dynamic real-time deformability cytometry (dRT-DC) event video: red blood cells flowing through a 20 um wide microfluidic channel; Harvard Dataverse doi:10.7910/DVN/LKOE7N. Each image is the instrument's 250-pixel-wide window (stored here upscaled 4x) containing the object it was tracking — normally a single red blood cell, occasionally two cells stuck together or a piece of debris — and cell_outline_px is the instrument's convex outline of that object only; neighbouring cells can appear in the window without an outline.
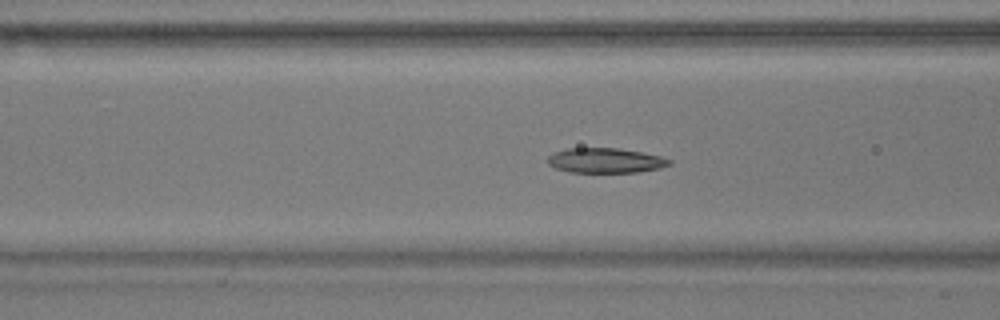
{"species": "common noctule bat (a hibernating species)", "species_latin": "Nyctalus noctula", "temperature_condition": "warm", "stored_images_in_passage": 51, "camera_frame_rate_fps": 3000, "um_per_image_px": 0.085, "animal": {"sex": "male", "body_mass_g": 17.9}, "frame": {"image": 1, "passage_image": 21, "time_ms": 6.667, "image_size_px": [1000, 320], "cell_outline_px": [[672, 164], [660, 168], [640, 172], [568, 172], [556, 168], [548, 164], [544, 160], [552, 152], [568, 148], [616, 148], [640, 152], [660, 156], [672, 160]], "centroid_in_image_um": [51.42, 13.64], "position_along_channel_um": 115.2, "area_um2": 17.8}}
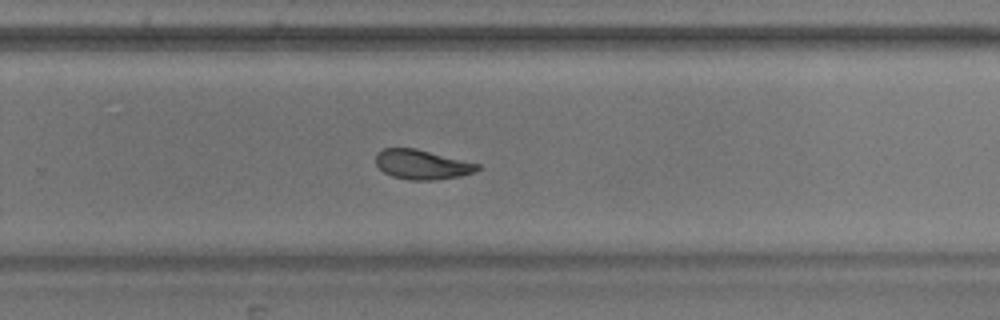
{"frame": {"image": 2, "passage_image": 36, "time_ms": 11.667, "image_size_px": [1000, 320], "cell_outline_px": [[480, 168], [476, 172], [460, 176], [436, 180], [408, 180], [392, 176], [384, 172], [376, 164], [376, 152], [384, 148], [416, 148], [480, 164]], "centroid_in_image_um": [35.88, 13.98], "position_along_channel_um": 293.9, "area_um2": 17.63}}
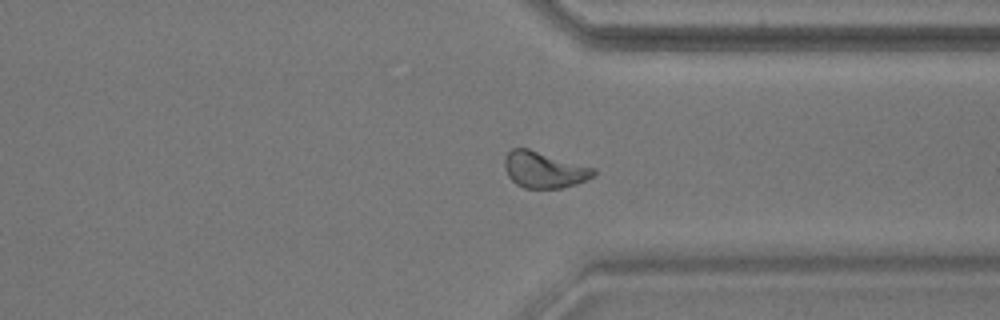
{"frame": {"image": 3, "passage_image": 42, "time_ms": 13.667, "image_size_px": [1000, 320], "cell_outline_px": [[596, 172], [592, 176], [576, 184], [560, 188], [524, 188], [516, 184], [508, 176], [504, 168], [504, 156], [512, 148], [528, 148], [596, 168]], "centroid_in_image_um": [46.22, 14.42], "position_along_channel_um": 365.2, "area_um2": 18.84}, "authors_computed_cell_mechanics": {"area_um2": 18.496, "velocity_mm_per_s": 3.5846, "shape_relaxation_time_tau1_ms": 5.0897, "shape_relaxation_time_tau2_ms": 2.8509, "deformation_change_tau1": 0.1442, "deformation_change_tau2": 0.0877}}